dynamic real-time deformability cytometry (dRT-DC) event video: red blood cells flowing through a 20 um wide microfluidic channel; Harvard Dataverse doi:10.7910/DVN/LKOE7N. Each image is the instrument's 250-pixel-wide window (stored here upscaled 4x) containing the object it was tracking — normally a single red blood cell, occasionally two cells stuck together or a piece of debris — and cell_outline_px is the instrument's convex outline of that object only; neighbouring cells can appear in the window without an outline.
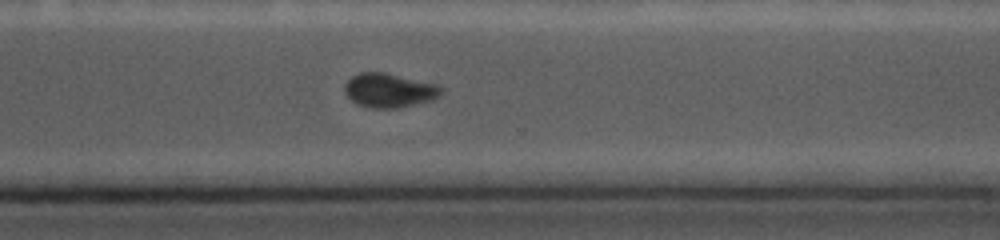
{"species": "common noctule bat (a hibernating species)", "species_latin": "Nyctalus noctula", "temperature_condition": "cold", "stored_images_in_passage": 9, "camera_frame_rate_fps": 5000, "um_per_image_px": 0.085, "animal": {"sex": "female", "body_mass_g": 19.0, "forearm_length_mm": 56.7}, "frame": {"image": 1, "passage_image": 9, "time_ms": 7.0, "image_size_px": [1000, 240], "cell_outline_px": [[440, 92], [436, 96], [428, 100], [388, 108], [376, 108], [360, 104], [352, 100], [344, 92], [344, 84], [352, 76], [360, 72], [384, 72], [436, 84], [440, 88]], "centroid_in_image_um": [32.98, 7.64], "position_along_channel_um": 337.6, "area_um2": 18.32}}